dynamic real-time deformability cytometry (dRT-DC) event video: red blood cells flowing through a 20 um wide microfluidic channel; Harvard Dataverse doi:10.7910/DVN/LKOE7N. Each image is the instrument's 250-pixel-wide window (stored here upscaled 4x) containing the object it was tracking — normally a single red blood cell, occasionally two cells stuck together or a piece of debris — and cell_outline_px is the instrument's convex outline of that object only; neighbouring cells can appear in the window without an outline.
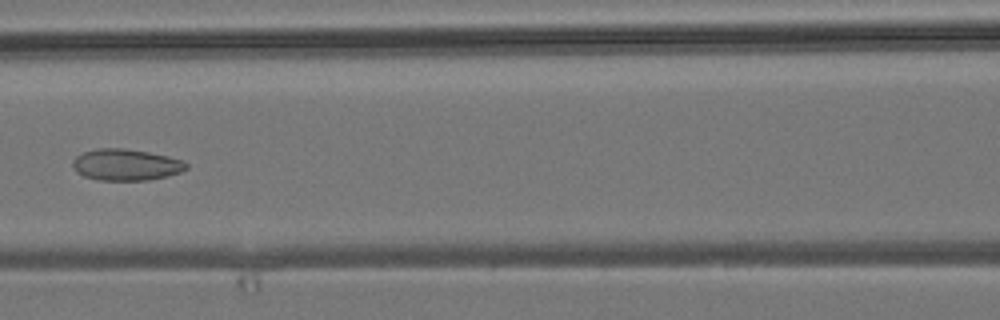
{"species": "common noctule bat (a hibernating species)", "species_latin": "Nyctalus noctula", "temperature_condition": "room temperature", "stored_images_in_passage": 7, "camera_frame_rate_fps": 3000, "um_per_image_px": 0.085, "animal": {"sex": "male", "body_mass_g": 19.2, "forearm_length_mm": 51.8}, "frame": {"image": 1, "passage_image": 7, "time_ms": 6.667, "image_size_px": [1000, 320], "cell_outline_px": [[188, 168], [180, 172], [168, 176], [148, 180], [100, 180], [84, 176], [76, 172], [72, 164], [72, 160], [76, 156], [84, 152], [96, 148], [124, 148], [148, 152], [168, 156], [180, 160], [188, 164]], "centroid_in_image_um": [10.69, 14.0], "position_along_channel_um": 155.9, "area_um2": 20.81}}